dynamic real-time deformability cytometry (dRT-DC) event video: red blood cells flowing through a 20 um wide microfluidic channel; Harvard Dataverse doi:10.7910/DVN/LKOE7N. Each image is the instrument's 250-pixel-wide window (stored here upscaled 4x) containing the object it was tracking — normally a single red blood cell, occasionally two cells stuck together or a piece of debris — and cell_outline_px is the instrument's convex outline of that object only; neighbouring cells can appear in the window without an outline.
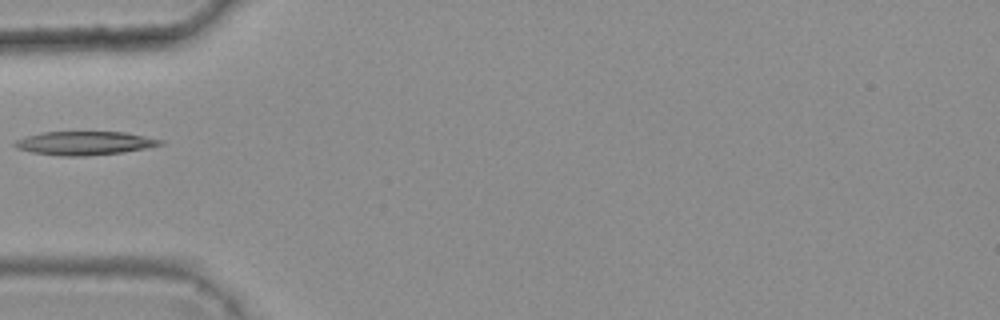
{"species": "common noctule bat (a hibernating species)", "species_latin": "Nyctalus noctula", "temperature_condition": "warm", "stored_images_in_passage": 3, "camera_frame_rate_fps": 3000, "um_per_image_px": 0.085, "animal": {"sex": "female", "body_mass_g": 25.1}, "frame": {"image": 1, "passage_image": 2, "time_ms": 0.333, "image_size_px": [1000, 320], "cell_outline_px": [[164, 144], [124, 152], [84, 156], [60, 156], [32, 152], [16, 148], [12, 144], [16, 140], [24, 136], [40, 132], [124, 132], [164, 140]], "centroid_in_image_um": [7.15, 12.16], "position_along_channel_um": 77.9, "area_um2": 20.06}}
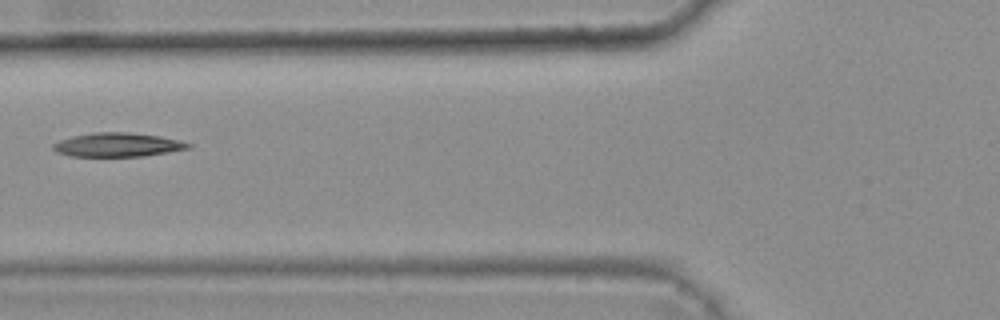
{"frame": {"image": 2, "passage_image": 3, "time_ms": 0.667, "image_size_px": [1000, 320], "cell_outline_px": [[192, 148], [144, 156], [72, 156], [56, 152], [52, 148], [52, 144], [60, 140], [72, 136], [92, 132], [128, 132], [160, 136], [192, 144]], "centroid_in_image_um": [9.98, 12.3], "position_along_channel_um": 115.8, "area_um2": 18.79}}